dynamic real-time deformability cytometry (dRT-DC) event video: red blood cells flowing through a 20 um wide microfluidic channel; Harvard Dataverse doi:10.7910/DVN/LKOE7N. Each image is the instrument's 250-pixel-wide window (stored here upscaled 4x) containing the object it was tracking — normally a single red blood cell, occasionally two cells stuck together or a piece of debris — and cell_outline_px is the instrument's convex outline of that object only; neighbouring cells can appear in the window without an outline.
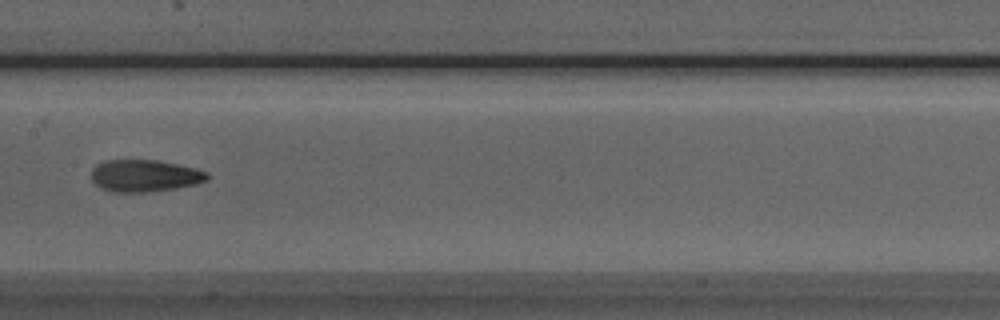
{"species": "Egyptian fruit bat (a non-hibernating species)", "species_latin": "Rousettus aegyptiacus", "temperature_condition": "room temperature", "stored_images_in_passage": 7, "camera_frame_rate_fps": 3000, "um_per_image_px": 0.085, "animal": {"sex": "male"}, "frame": {"image": 1, "passage_image": 7, "time_ms": 7.0, "image_size_px": [1000, 320], "cell_outline_px": [[208, 180], [176, 188], [144, 192], [112, 192], [100, 188], [92, 180], [92, 168], [96, 164], [104, 160], [156, 160], [176, 164], [208, 172]], "centroid_in_image_um": [12.24, 14.93], "position_along_channel_um": 195.2, "area_um2": 21.44}}